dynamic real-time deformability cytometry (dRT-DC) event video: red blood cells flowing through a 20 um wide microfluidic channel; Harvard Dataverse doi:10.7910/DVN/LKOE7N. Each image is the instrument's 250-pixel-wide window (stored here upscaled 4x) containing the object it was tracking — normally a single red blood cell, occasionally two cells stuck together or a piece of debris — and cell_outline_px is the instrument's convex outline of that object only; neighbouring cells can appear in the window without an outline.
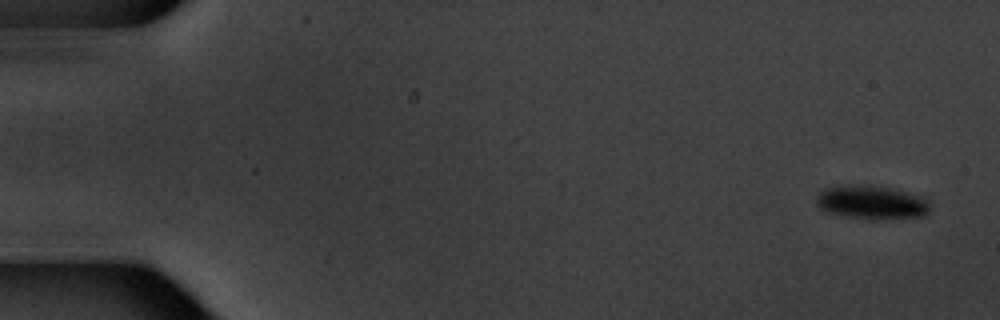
{"species": "common noctule bat (a hibernating species)", "species_latin": "Nyctalus noctula", "temperature_condition": "warm", "stored_images_in_passage": 8, "camera_frame_rate_fps": 3000, "um_per_image_px": 0.085, "animal": {"sex": "male", "body_mass_g": 20.1, "forearm_length_mm": 53.5}, "frame": {"image": 1, "passage_image": 1, "time_ms": 0.0, "image_size_px": [1000, 320], "cell_outline_px": [[928, 212], [924, 216], [880, 220], [852, 216], [828, 212], [820, 208], [816, 204], [816, 196], [824, 188], [848, 184], [888, 188], [924, 200], [928, 204]], "centroid_in_image_um": [73.99, 17.22], "position_along_channel_um": 11.0, "area_um2": 21.39}}
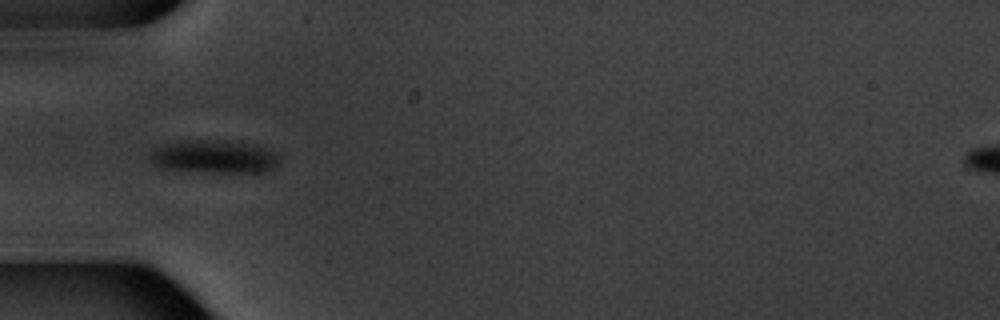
{"frame": {"image": 2, "passage_image": 5, "time_ms": 5.667, "image_size_px": [1000, 320], "cell_outline_px": [[280, 160], [272, 168], [264, 172], [208, 172], [156, 168], [152, 164], [148, 156], [156, 148], [164, 144], [188, 140], [228, 140], [252, 144], [268, 148]], "centroid_in_image_um": [18.15, 13.32], "position_along_channel_um": 66.9, "area_um2": 25.03}}
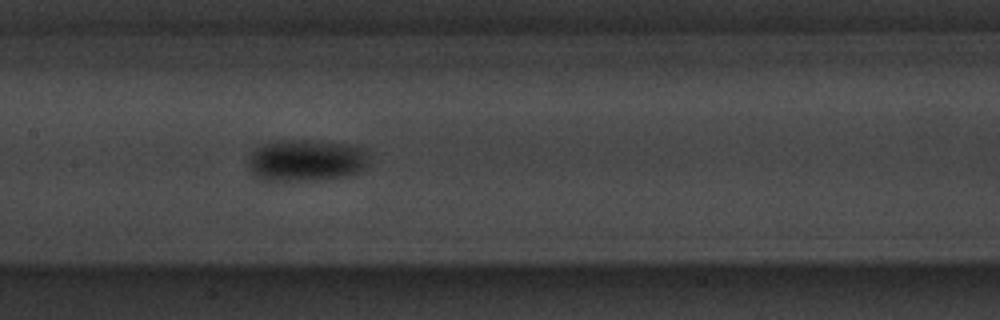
{"frame": {"image": 3, "passage_image": 8, "time_ms": 9.0, "image_size_px": [1000, 320], "cell_outline_px": [[364, 168], [352, 176], [316, 180], [264, 184], [256, 180], [252, 176], [248, 164], [248, 156], [256, 148], [264, 144], [276, 140], [304, 140], [344, 144], [360, 148], [364, 152]], "centroid_in_image_um": [25.84, 13.71], "position_along_channel_um": 181.6, "area_um2": 30.06}}